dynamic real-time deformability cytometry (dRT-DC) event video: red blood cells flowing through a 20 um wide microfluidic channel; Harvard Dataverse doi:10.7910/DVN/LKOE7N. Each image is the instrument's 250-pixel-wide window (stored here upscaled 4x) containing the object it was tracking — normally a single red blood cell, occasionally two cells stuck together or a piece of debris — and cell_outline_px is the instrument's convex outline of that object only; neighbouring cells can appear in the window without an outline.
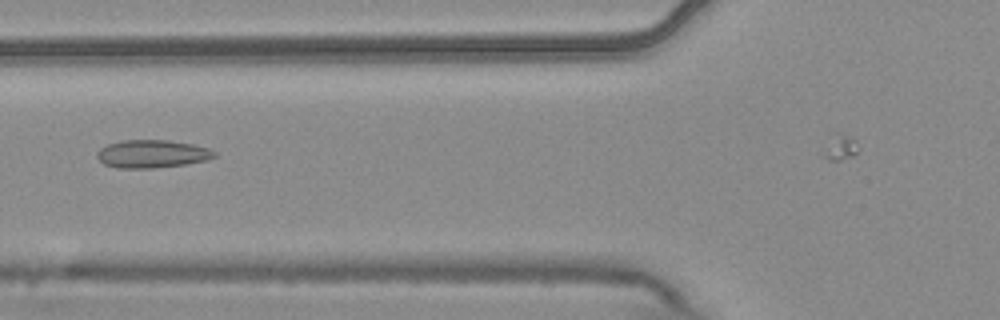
{"species": "common noctule bat (a hibernating species)", "species_latin": "Nyctalus noctula", "temperature_condition": "warm", "stored_images_in_passage": 5, "camera_frame_rate_fps": 3000, "um_per_image_px": 0.085, "animal": {"sex": "male", "body_mass_g": 20.4}, "frame": {"image": 1, "passage_image": 4, "time_ms": 1.0, "image_size_px": [1000, 320], "cell_outline_px": [[216, 156], [204, 160], [184, 164], [152, 168], [116, 168], [104, 164], [96, 156], [96, 152], [100, 148], [108, 144], [124, 140], [168, 140], [192, 144], [208, 148], [216, 152]], "centroid_in_image_um": [12.89, 13.08], "position_along_channel_um": 112.9, "area_um2": 18.96}}